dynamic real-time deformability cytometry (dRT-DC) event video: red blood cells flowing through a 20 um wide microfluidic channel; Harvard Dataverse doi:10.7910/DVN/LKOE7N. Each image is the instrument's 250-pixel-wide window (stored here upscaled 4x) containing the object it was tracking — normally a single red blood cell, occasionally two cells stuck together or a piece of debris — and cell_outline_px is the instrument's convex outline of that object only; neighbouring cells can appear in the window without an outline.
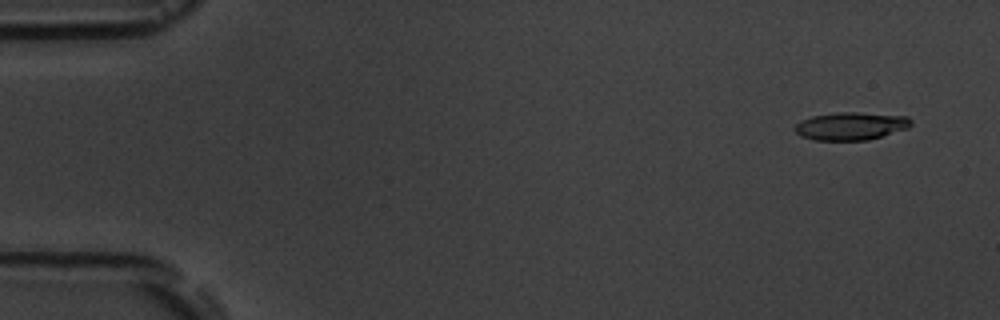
{"species": "common noctule bat (a hibernating species)", "species_latin": "Nyctalus noctula", "temperature_condition": "room temperature", "stored_images_in_passage": 4, "camera_frame_rate_fps": 3000, "um_per_image_px": 0.085, "animal": {"sex": "male", "body_mass_g": 19.5, "forearm_length_mm": 54.6}, "frame": {"image": 1, "passage_image": 1, "time_ms": 0.0, "image_size_px": [1000, 320], "cell_outline_px": [[912, 124], [908, 128], [868, 140], [816, 140], [800, 136], [792, 128], [800, 120], [812, 116], [840, 112], [856, 112], [908, 116], [912, 120]], "centroid_in_image_um": [72.31, 10.71], "position_along_channel_um": 12.7, "area_um2": 18.9}}
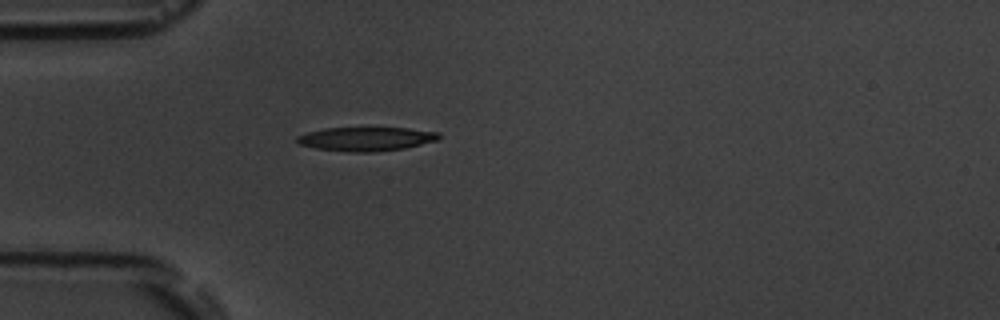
{"frame": {"image": 2, "passage_image": 4, "time_ms": 4.333, "image_size_px": [1000, 320], "cell_outline_px": [[440, 136], [436, 140], [404, 148], [376, 152], [348, 152], [316, 148], [300, 144], [296, 140], [296, 136], [308, 132], [324, 128], [408, 128], [440, 132]], "centroid_in_image_um": [31.11, 11.81], "position_along_channel_um": 53.9, "area_um2": 19.65}}